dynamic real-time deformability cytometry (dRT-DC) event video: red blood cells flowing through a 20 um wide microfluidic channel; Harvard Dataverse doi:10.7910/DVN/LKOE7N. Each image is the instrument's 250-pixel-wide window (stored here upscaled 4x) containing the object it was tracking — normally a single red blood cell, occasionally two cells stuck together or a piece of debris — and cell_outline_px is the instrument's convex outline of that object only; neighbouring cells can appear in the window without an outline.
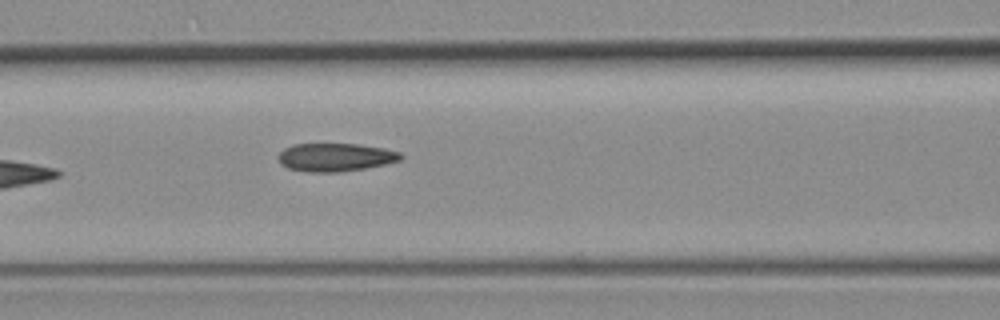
{"species": "common noctule bat (a hibernating species)", "species_latin": "Nyctalus noctula", "temperature_condition": "room temperature", "stored_images_in_passage": 7, "camera_frame_rate_fps": 3000, "um_per_image_px": 0.085, "animal": {"sex": "female", "body_mass_g": 19.3, "forearm_length_mm": 54.1}, "frame": {"image": 1, "passage_image": 7, "time_ms": 7.0, "image_size_px": [1000, 320], "cell_outline_px": [[404, 156], [400, 160], [384, 164], [364, 168], [340, 172], [308, 172], [288, 168], [280, 164], [276, 156], [284, 148], [292, 144], [356, 144], [384, 148], [400, 152]], "centroid_in_image_um": [28.47, 13.36], "position_along_channel_um": 138.1, "area_um2": 20.17}}